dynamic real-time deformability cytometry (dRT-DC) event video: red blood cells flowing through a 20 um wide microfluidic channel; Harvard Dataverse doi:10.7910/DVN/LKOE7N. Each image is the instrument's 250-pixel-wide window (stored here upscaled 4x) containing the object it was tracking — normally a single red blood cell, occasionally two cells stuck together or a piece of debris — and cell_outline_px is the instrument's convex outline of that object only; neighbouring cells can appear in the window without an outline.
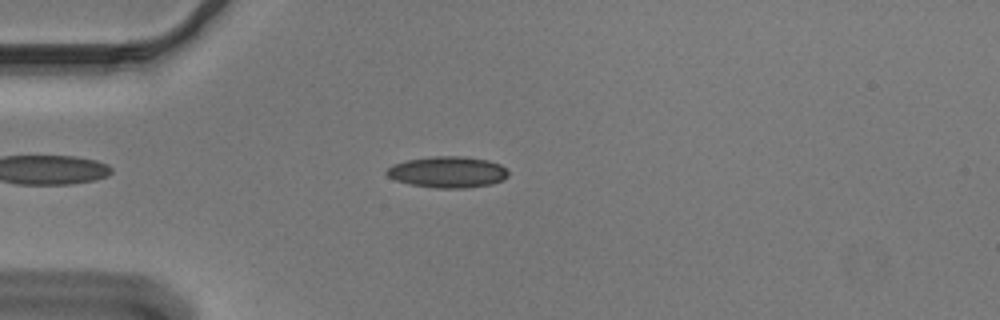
{"species": "Egyptian fruit bat (a non-hibernating species)", "species_latin": "Rousettus aegyptiacus", "temperature_condition": "cold", "stored_images_in_passage": 42, "camera_frame_rate_fps": 3000, "um_per_image_px": 0.085, "animal": {"sex": "male"}, "frame": {"image": 1, "passage_image": 2, "time_ms": 0.333, "image_size_px": [1000, 320], "cell_outline_px": [[508, 176], [504, 180], [492, 184], [464, 188], [436, 188], [408, 184], [396, 180], [388, 176], [384, 172], [392, 164], [408, 160], [432, 156], [464, 156], [488, 160], [500, 164], [508, 172]], "centroid_in_image_um": [38.05, 14.62], "position_along_channel_um": 46.9, "area_um2": 22.25}}
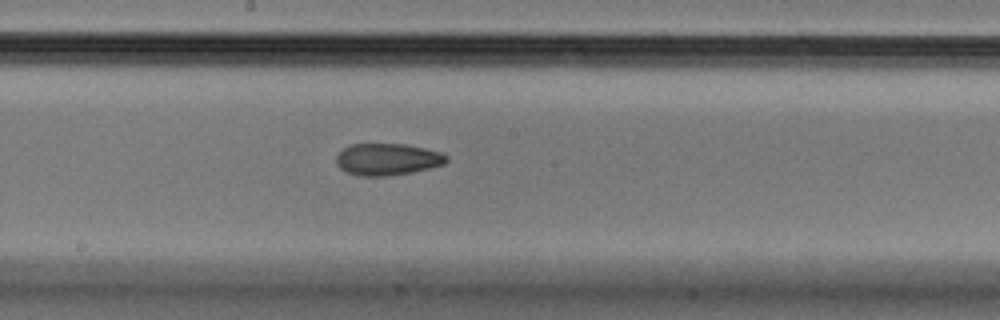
{"frame": {"image": 2, "passage_image": 17, "time_ms": 5.333, "image_size_px": [1000, 320], "cell_outline_px": [[448, 160], [444, 164], [412, 172], [384, 176], [360, 176], [348, 172], [340, 168], [336, 164], [336, 156], [344, 148], [352, 144], [404, 144], [424, 148], [440, 152], [448, 156]], "centroid_in_image_um": [32.92, 13.54], "position_along_channel_um": 215.3, "area_um2": 20.29}}
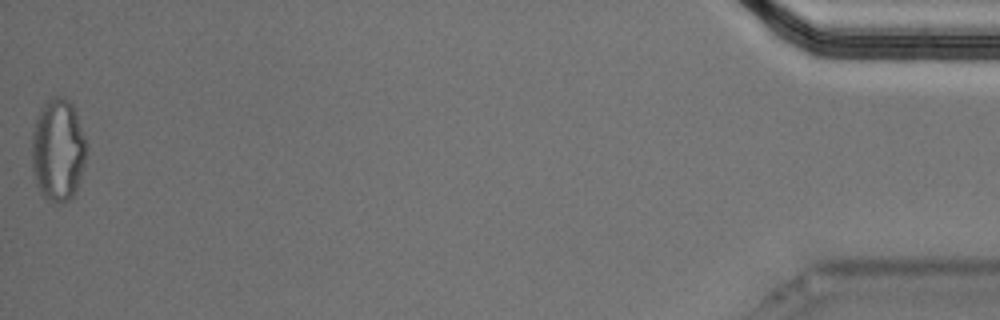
{"frame": {"image": 3, "passage_image": 42, "time_ms": 13.667, "image_size_px": [1000, 320], "cell_outline_px": [[88, 148], [80, 180], [76, 192], [68, 200], [60, 204], [48, 200], [40, 192], [36, 184], [32, 168], [32, 132], [40, 108], [44, 100], [52, 96], [64, 96], [72, 104], [76, 112], [88, 144]], "centroid_in_image_um": [4.94, 12.73], "position_along_channel_um": 430.3, "area_um2": 33.29}, "authors_computed_cell_mechanics": {"area_um2": 21.2704, "velocity_mm_per_s": 3.6765, "shape_relaxation_time_tau1_ms": null, "shape_relaxation_time_tau2_ms": 4.3912, "deformation_change_tau1": null, "deformation_change_tau2": 0.1074}}